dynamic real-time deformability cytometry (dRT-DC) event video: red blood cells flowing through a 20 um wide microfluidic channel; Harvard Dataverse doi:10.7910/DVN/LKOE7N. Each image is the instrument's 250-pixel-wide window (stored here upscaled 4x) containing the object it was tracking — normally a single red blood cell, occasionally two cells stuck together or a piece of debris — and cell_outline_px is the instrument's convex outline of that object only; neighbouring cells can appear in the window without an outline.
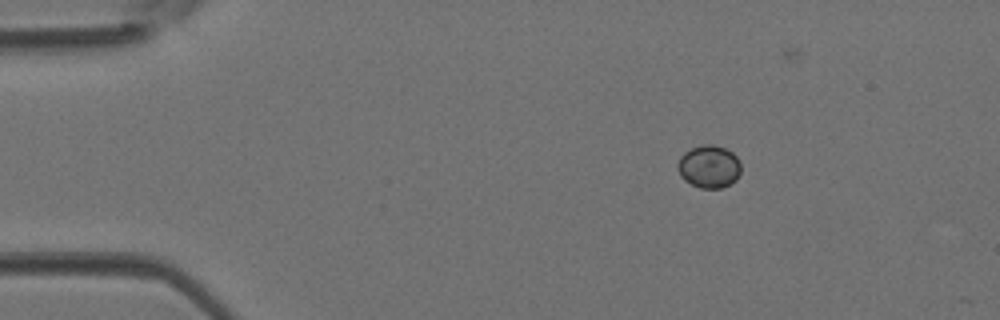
{"species": "Egyptian fruit bat (a non-hibernating species)", "species_latin": "Rousettus aegyptiacus", "temperature_condition": "room temperature", "stored_images_in_passage": 8, "camera_frame_rate_fps": 3000, "um_per_image_px": 0.085, "animal": {"sex": "female"}, "frame": {"image": 1, "passage_image": 1, "time_ms": 0.0, "image_size_px": [1000, 320], "cell_outline_px": [[740, 172], [736, 180], [720, 188], [700, 188], [684, 180], [680, 176], [676, 164], [680, 156], [684, 152], [692, 148], [704, 144], [712, 144], [724, 148], [732, 152], [740, 160]], "centroid_in_image_um": [60.25, 14.15], "position_along_channel_um": 24.8, "area_um2": 15.78}}